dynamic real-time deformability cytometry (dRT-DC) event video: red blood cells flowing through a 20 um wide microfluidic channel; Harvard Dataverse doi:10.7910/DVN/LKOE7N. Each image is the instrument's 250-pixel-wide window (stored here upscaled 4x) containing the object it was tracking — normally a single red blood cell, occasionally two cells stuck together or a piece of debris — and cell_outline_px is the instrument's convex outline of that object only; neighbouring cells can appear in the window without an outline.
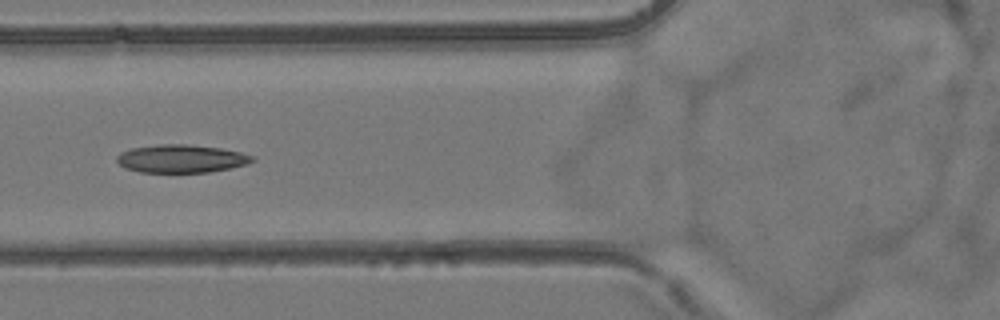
{"species": "common noctule bat (a hibernating species)", "species_latin": "Nyctalus noctula", "temperature_condition": "room temperature", "stored_images_in_passage": 5, "camera_frame_rate_fps": 3000, "um_per_image_px": 0.085, "animal": {"sex": "female", "body_mass_g": 24.6, "forearm_length_mm": 56.2}, "frame": {"image": 1, "passage_image": 5, "time_ms": 5.667, "image_size_px": [1000, 320], "cell_outline_px": [[256, 160], [248, 164], [208, 172], [140, 172], [124, 168], [116, 160], [116, 156], [120, 152], [132, 148], [160, 144], [188, 144], [220, 148], [240, 152], [256, 156]], "centroid_in_image_um": [15.41, 13.48], "position_along_channel_um": 110.4, "area_um2": 22.2}}